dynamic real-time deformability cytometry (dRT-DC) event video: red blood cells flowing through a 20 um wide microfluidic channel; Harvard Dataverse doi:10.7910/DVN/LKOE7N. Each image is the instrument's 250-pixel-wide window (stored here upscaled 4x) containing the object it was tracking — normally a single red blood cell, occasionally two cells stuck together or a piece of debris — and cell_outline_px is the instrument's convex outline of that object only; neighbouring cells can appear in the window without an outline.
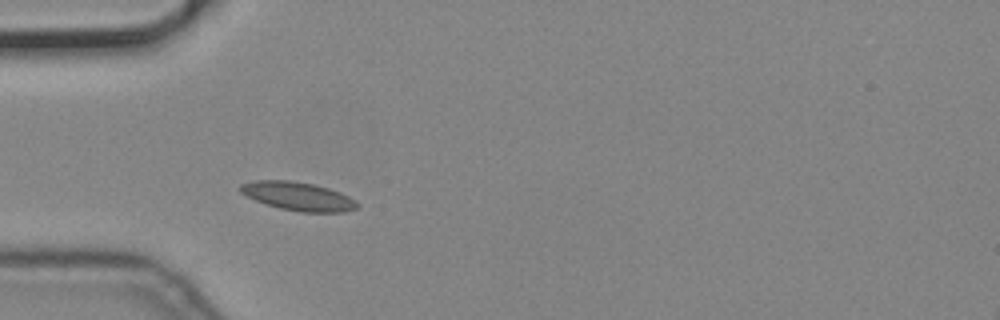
{"species": "common noctule bat (a hibernating species)", "species_latin": "Nyctalus noctula", "temperature_condition": "cold", "stored_images_in_passage": 14, "camera_frame_rate_fps": 3000, "um_per_image_px": 0.085, "animal": {"sex": "male", "body_mass_g": 19.2, "forearm_length_mm": 51.8}, "frame": {"image": 1, "passage_image": 7, "time_ms": 2.0, "image_size_px": [1000, 320], "cell_outline_px": [[360, 204], [356, 208], [344, 212], [300, 212], [280, 208], [244, 196], [240, 192], [240, 184], [256, 180], [288, 180], [312, 184], [328, 188], [340, 192], [356, 200]], "centroid_in_image_um": [25.34, 16.68], "position_along_channel_um": 59.7, "area_um2": 19.36}}
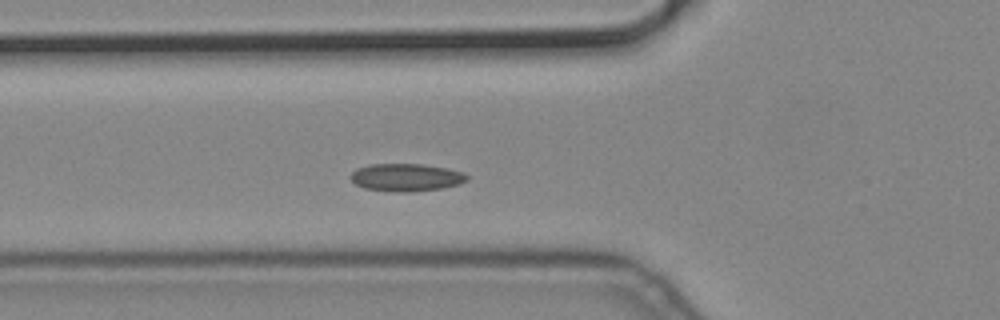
{"frame": {"image": 2, "passage_image": 10, "time_ms": 3.0, "image_size_px": [1000, 320], "cell_outline_px": [[468, 180], [460, 184], [440, 188], [408, 192], [400, 192], [364, 188], [356, 184], [348, 176], [356, 168], [368, 164], [420, 164], [444, 168], [464, 172], [468, 176]], "centroid_in_image_um": [34.5, 15.07], "position_along_channel_um": 91.3, "area_um2": 18.67}}